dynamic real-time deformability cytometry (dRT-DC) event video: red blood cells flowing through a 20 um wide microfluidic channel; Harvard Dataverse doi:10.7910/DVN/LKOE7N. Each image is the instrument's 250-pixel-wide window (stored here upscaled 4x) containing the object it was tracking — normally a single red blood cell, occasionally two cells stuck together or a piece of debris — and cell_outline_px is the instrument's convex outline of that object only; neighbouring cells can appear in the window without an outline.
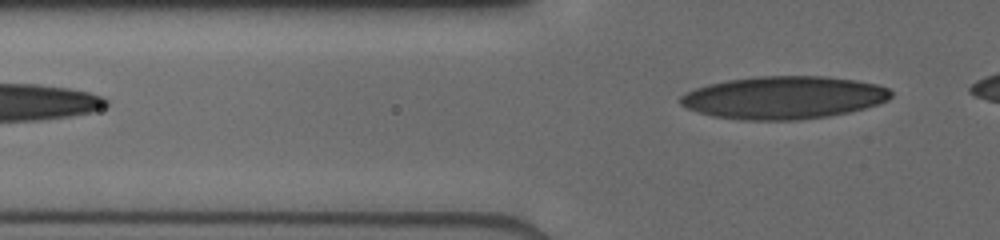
{"species": "human", "species_latin": "Homo sapiens", "temperature_condition": "cold", "stored_images_in_passage": 5, "segment_of_instrument_passage": [2, 2], "camera_frame_rate_fps": 3000, "um_per_image_px": 0.085, "donor": {"sex": "male"}, "frame": {"image": 1, "passage_image": 5, "time_ms": 1.667, "image_size_px": [1000, 240], "cell_outline_px": [[892, 96], [888, 100], [880, 104], [848, 112], [828, 116], [796, 120], [740, 120], [712, 116], [688, 108], [680, 104], [680, 96], [696, 88], [708, 84], [728, 80], [756, 76], [824, 76], [856, 80], [876, 84], [888, 88], [892, 92]], "centroid_in_image_um": [66.64, 8.29], "position_along_channel_um": 59.2, "area_um2": 52.42}}